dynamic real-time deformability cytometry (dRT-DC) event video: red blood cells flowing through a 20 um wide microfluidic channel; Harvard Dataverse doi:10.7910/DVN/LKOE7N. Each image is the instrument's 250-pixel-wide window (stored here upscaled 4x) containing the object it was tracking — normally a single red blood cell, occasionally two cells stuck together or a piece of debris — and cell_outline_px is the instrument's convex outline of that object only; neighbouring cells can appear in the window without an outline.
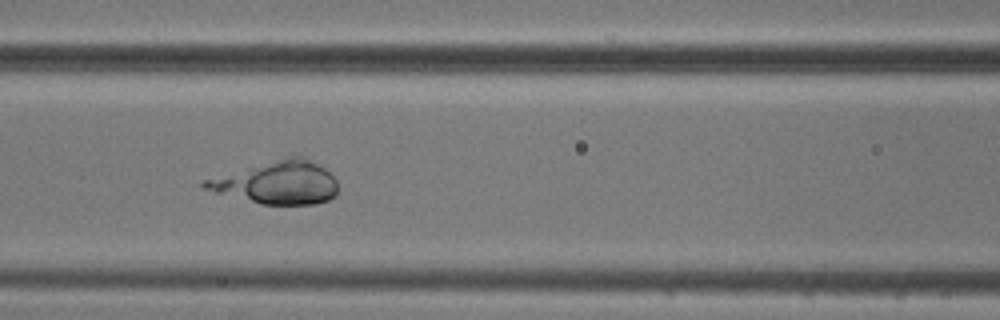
{"species": "common noctule bat (a hibernating species)", "species_latin": "Nyctalus noctula", "temperature_condition": "cold", "stored_images_in_passage": 52, "camera_frame_rate_fps": 3000, "um_per_image_px": 0.085, "animal": {"sex": "male", "body_mass_g": 20.5, "forearm_length_mm": 52.5}, "frame": {"image": 1, "passage_image": 21, "time_ms": 6.667, "image_size_px": [1000, 320], "cell_outline_px": [[336, 196], [328, 200], [316, 204], [260, 204], [216, 192], [204, 188], [200, 184], [204, 180], [292, 152], [324, 168], [336, 180]], "centroid_in_image_um": [23.56, 15.48], "position_along_channel_um": 143.0, "area_um2": 33.41}}
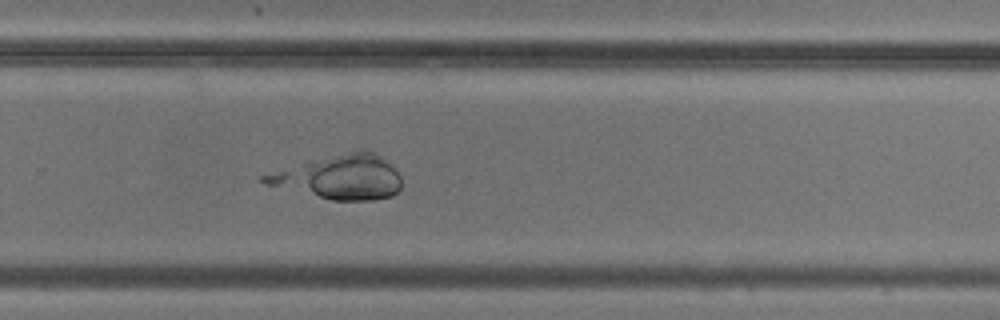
{"frame": {"image": 2, "passage_image": 34, "time_ms": 11.0, "image_size_px": [1000, 320], "cell_outline_px": [[400, 188], [392, 196], [376, 200], [332, 200], [264, 184], [256, 180], [260, 176], [308, 160], [360, 148], [364, 148], [380, 156], [400, 176]], "centroid_in_image_um": [28.83, 15.04], "position_along_channel_um": 301.0, "area_um2": 35.32}}